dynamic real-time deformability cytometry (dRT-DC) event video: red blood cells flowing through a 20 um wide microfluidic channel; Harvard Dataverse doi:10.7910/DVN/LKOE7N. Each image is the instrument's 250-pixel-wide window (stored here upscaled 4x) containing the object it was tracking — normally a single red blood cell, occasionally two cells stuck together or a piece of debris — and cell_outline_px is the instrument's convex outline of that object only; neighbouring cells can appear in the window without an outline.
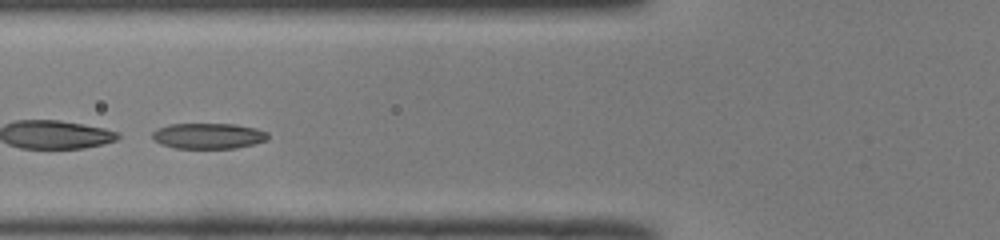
{"species": "common noctule bat (a hibernating species)", "species_latin": "Nyctalus noctula", "temperature_condition": "room temperature", "stored_images_in_passage": 42, "segment_of_instrument_passage": [2, 2], "camera_frame_rate_fps": 3000, "um_per_image_px": 0.085, "animal": {"sex": "male", "body_mass_g": 19.0, "forearm_length_mm": 50.8}, "frame": {"image": 1, "passage_image": 12, "time_ms": 3.667, "image_size_px": [1000, 240], "cell_outline_px": [[268, 136], [264, 140], [252, 144], [236, 148], [176, 148], [160, 144], [152, 140], [152, 132], [156, 128], [168, 124], [236, 124], [256, 128], [268, 132]], "centroid_in_image_um": [17.65, 11.54], "position_along_channel_um": 108.2, "area_um2": 17.34}}